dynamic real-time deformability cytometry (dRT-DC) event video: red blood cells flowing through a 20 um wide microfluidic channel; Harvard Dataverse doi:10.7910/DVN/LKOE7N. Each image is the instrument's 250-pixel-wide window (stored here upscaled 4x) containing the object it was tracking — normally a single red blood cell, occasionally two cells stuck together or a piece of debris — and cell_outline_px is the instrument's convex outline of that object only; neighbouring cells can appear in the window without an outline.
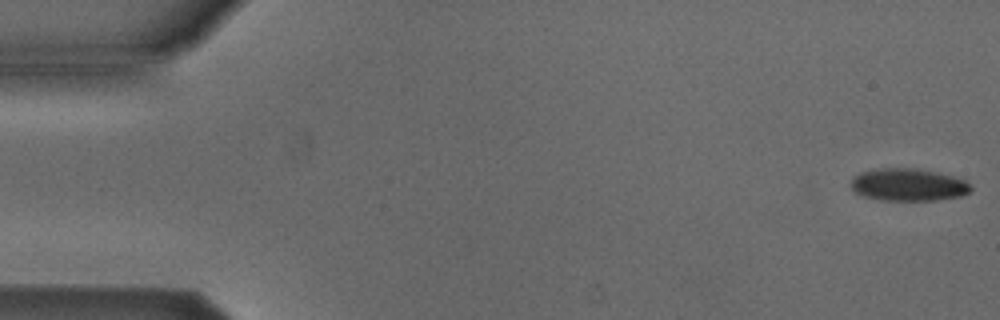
{"species": "Egyptian fruit bat (a non-hibernating species)", "species_latin": "Rousettus aegyptiacus", "temperature_condition": "cold", "stored_images_in_passage": 52, "camera_frame_rate_fps": 3000, "um_per_image_px": 0.085, "animal": {"sex": "male"}, "frame": {"image": 1, "passage_image": 1, "time_ms": 0.0, "image_size_px": [1000, 320], "cell_outline_px": [[972, 188], [968, 192], [960, 196], [936, 200], [880, 200], [864, 196], [856, 192], [852, 188], [852, 176], [860, 172], [880, 168], [916, 168], [936, 172], [952, 176], [964, 180]], "centroid_in_image_um": [77.17, 15.7], "position_along_channel_um": 7.8, "area_um2": 22.48}}
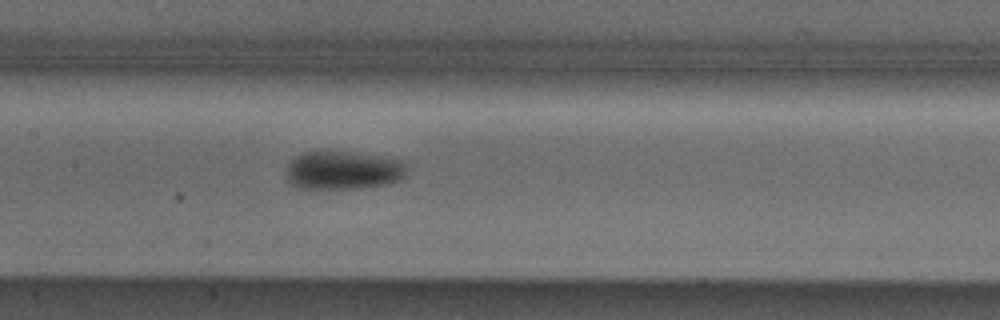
{"frame": {"image": 2, "passage_image": 25, "time_ms": 8.0, "image_size_px": [1000, 320], "cell_outline_px": [[408, 168], [404, 176], [400, 180], [388, 184], [360, 188], [296, 188], [284, 180], [284, 172], [288, 164], [296, 156], [304, 152], [344, 152], [404, 160]], "centroid_in_image_um": [29.13, 14.5], "position_along_channel_um": 178.3, "area_um2": 27.11}}
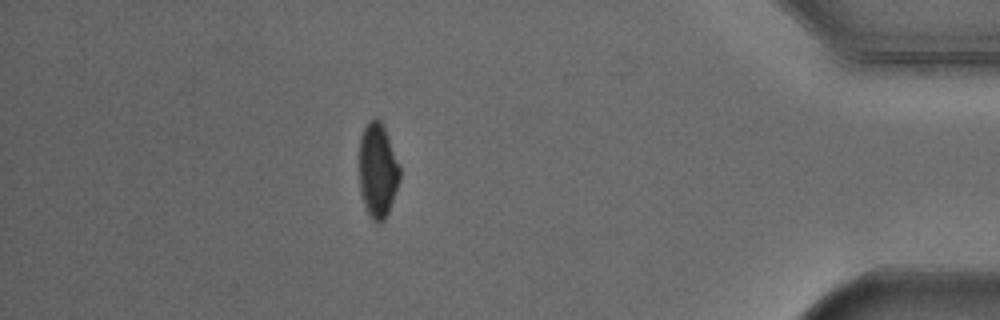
{"frame": {"image": 3, "passage_image": 46, "time_ms": 15.0, "image_size_px": [1000, 320], "cell_outline_px": [[400, 180], [388, 212], [384, 220], [380, 224], [372, 220], [364, 204], [360, 192], [360, 136], [368, 120], [376, 116], [384, 124], [400, 164]], "centroid_in_image_um": [32.12, 14.43], "position_along_channel_um": 403.1, "area_um2": 22.66}, "authors_computed_cell_mechanics": {"area_um2": 24.7384, "velocity_mm_per_s": 3.8863, "shape_relaxation_time_tau1_ms": 2.5901, "shape_relaxation_time_tau2_ms": null, "deformation_change_tau1": 0.0917, "deformation_change_tau2": null}}